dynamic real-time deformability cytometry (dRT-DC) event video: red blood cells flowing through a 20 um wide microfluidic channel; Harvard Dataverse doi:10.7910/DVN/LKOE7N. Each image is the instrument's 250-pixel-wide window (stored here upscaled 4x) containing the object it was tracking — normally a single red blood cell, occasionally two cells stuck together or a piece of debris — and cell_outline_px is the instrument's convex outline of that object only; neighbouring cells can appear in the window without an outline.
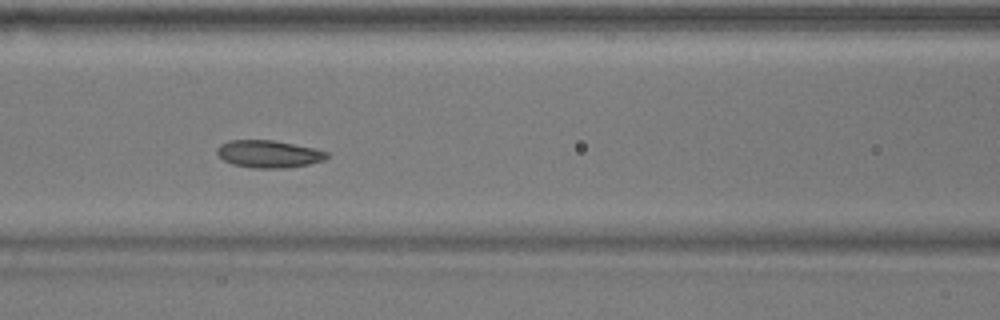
{"species": "common noctule bat (a hibernating species)", "species_latin": "Nyctalus noctula", "temperature_condition": "warm", "stored_images_in_passage": 55, "camera_frame_rate_fps": 3000, "um_per_image_px": 0.085, "animal": {"sex": "male", "body_mass_g": 17.9}, "frame": {"image": 1, "passage_image": 24, "time_ms": 7.667, "image_size_px": [1000, 320], "cell_outline_px": [[328, 156], [324, 160], [308, 164], [284, 168], [252, 168], [232, 164], [224, 160], [216, 152], [216, 148], [220, 144], [228, 140], [272, 140], [316, 148], [328, 152]], "centroid_in_image_um": [22.83, 13.08], "position_along_channel_um": 143.8, "area_um2": 17.57}, "authors_computed_cell_mechanics": {"area_um2": 18.3226, "velocity_mm_per_s": 3.6818, "shape_relaxation_time_tau1_ms": 3.176, "shape_relaxation_time_tau2_ms": 3.7419, "deformation_change_tau1": 0.0938, "deformation_change_tau2": 0.0678}}